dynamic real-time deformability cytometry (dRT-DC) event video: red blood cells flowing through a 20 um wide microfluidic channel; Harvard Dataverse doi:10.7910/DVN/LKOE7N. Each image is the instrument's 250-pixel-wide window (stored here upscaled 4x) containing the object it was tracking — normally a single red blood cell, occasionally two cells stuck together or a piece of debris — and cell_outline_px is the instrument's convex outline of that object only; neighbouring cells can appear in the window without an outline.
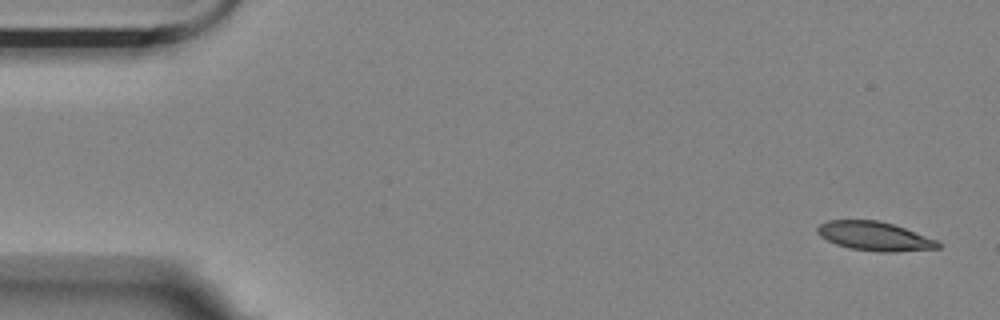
{"species": "Egyptian fruit bat (a non-hibernating species)", "species_latin": "Rousettus aegyptiacus", "temperature_condition": "room temperature", "stored_images_in_passage": 5, "segment_of_instrument_passage": [1, 2], "camera_frame_rate_fps": 3000, "um_per_image_px": 0.085, "animal": {"sex": "female"}, "frame": {"image": 1, "passage_image": 1, "time_ms": 0.0, "image_size_px": [1000, 320], "cell_outline_px": [[940, 248], [896, 252], [876, 252], [848, 248], [836, 244], [820, 236], [816, 232], [816, 228], [820, 224], [828, 220], [880, 220], [940, 240]], "centroid_in_image_um": [74.36, 20.08], "position_along_channel_um": 10.6, "area_um2": 20.58}}